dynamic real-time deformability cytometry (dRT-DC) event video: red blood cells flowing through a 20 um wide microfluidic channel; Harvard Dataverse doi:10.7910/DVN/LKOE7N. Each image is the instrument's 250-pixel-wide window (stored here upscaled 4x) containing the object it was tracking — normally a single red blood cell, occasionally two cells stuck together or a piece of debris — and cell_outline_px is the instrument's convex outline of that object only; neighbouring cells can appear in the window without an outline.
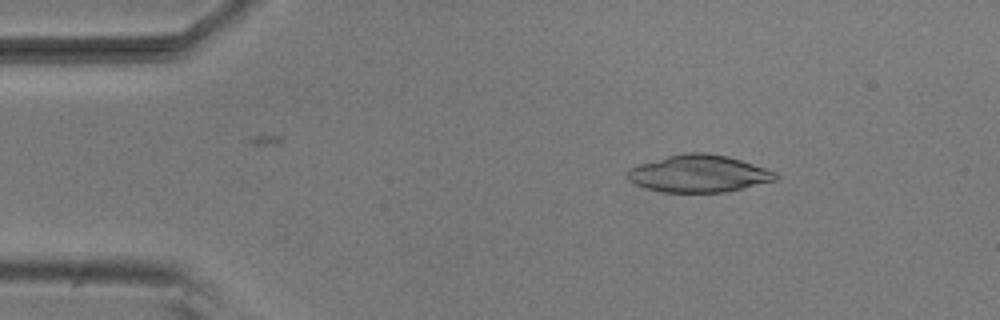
{"species": "common noctule bat (a hibernating species)", "species_latin": "Nyctalus noctula", "temperature_condition": "room temperature", "stored_images_in_passage": 4, "camera_frame_rate_fps": 3000, "um_per_image_px": 0.085, "animal": {"sex": "male", "body_mass_g": 20.5, "forearm_length_mm": 52.5}, "frame": {"image": 1, "passage_image": 2, "time_ms": 0.333, "image_size_px": [1000, 320], "cell_outline_px": [[780, 176], [776, 180], [728, 192], [660, 192], [644, 188], [628, 180], [624, 176], [624, 172], [628, 168], [640, 164], [668, 156], [684, 152], [700, 152], [728, 156], [776, 172]], "centroid_in_image_um": [59.35, 14.77], "position_along_channel_um": 25.6, "area_um2": 32.25}}